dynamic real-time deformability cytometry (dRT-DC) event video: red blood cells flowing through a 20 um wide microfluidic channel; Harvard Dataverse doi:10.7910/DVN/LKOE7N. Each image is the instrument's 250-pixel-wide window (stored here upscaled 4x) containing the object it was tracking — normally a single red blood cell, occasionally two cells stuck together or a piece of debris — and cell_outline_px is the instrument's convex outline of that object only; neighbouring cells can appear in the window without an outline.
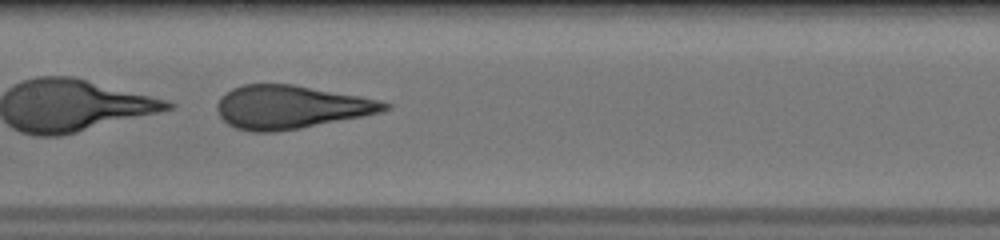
{"species": "human", "species_latin": "Homo sapiens", "temperature_condition": "warm", "stored_images_in_passage": 41, "camera_frame_rate_fps": 3000, "um_per_image_px": 0.085, "donor": {"sex": "male"}, "frame": {"image": 1, "passage_image": 18, "time_ms": 5.667, "image_size_px": [1000, 240], "cell_outline_px": [[392, 108], [380, 112], [364, 116], [300, 128], [276, 132], [252, 132], [236, 128], [228, 124], [220, 116], [216, 108], [216, 104], [220, 96], [232, 88], [244, 84], [292, 84], [360, 96], [380, 100], [392, 104]], "centroid_in_image_um": [24.71, 9.1], "position_along_channel_um": 182.7, "area_um2": 42.37}}